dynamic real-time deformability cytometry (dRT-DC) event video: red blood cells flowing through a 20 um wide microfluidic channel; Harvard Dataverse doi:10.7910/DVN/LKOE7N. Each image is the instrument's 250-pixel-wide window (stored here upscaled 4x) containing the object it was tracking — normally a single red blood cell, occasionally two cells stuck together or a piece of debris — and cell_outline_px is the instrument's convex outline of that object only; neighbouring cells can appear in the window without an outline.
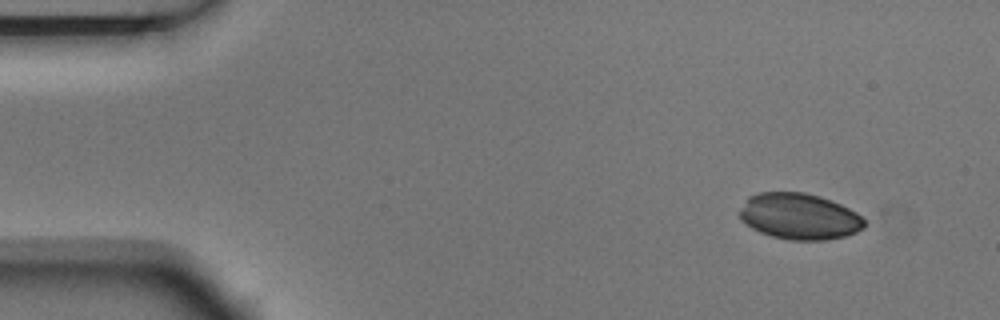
{"species": "Egyptian fruit bat (a non-hibernating species)", "species_latin": "Rousettus aegyptiacus", "temperature_condition": "room temperature", "stored_images_in_passage": 3, "camera_frame_rate_fps": 3000, "um_per_image_px": 0.085, "animal": {"sex": "male"}, "frame": {"image": 1, "passage_image": 1, "time_ms": 0.0, "image_size_px": [1000, 320], "cell_outline_px": [[868, 224], [864, 228], [856, 232], [844, 236], [824, 240], [792, 240], [772, 236], [760, 232], [752, 228], [740, 216], [740, 208], [748, 196], [760, 192], [804, 192], [820, 196], [840, 204], [856, 212]], "centroid_in_image_um": [67.96, 18.38], "position_along_channel_um": 17.0, "area_um2": 33.41}}